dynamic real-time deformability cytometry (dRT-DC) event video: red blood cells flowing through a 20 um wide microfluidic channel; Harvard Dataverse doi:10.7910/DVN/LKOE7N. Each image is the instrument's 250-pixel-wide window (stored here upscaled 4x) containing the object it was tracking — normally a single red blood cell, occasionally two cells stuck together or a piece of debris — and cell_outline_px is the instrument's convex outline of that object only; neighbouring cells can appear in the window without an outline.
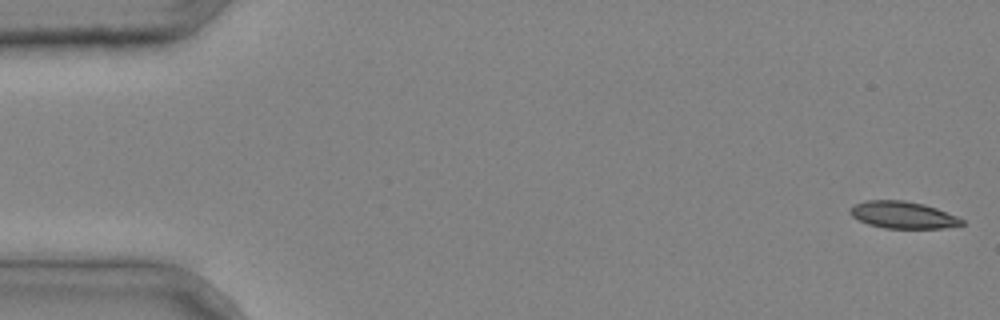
{"species": "common noctule bat (a hibernating species)", "species_latin": "Nyctalus noctula", "temperature_condition": "cold", "stored_images_in_passage": 42, "camera_frame_rate_fps": 3000, "um_per_image_px": 0.085, "animal": {"sex": "male", "body_mass_g": 20.4}, "frame": {"image": 1, "passage_image": 1, "time_ms": 0.0, "image_size_px": [1000, 320], "cell_outline_px": [[964, 224], [944, 228], [884, 228], [868, 224], [852, 216], [848, 212], [848, 208], [856, 204], [868, 200], [904, 200], [924, 204], [936, 208], [956, 216], [964, 220]], "centroid_in_image_um": [76.73, 18.27], "position_along_channel_um": 8.3, "area_um2": 17.51}}
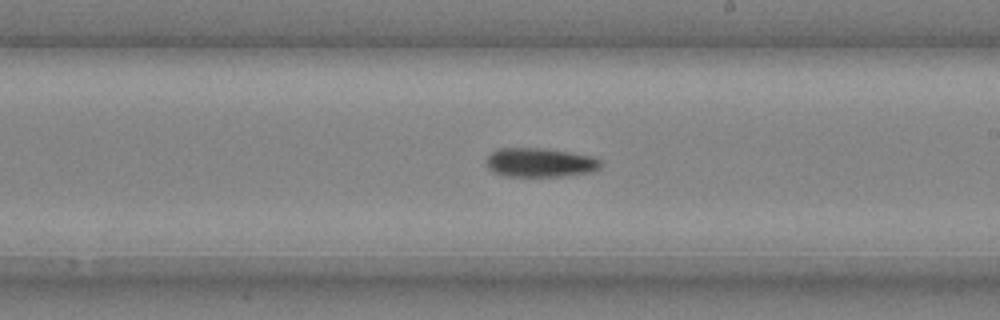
{"frame": {"image": 2, "passage_image": 25, "time_ms": 8.0, "image_size_px": [1000, 320], "cell_outline_px": [[604, 164], [600, 168], [592, 172], [564, 176], [504, 176], [492, 172], [488, 168], [488, 156], [496, 148], [544, 148], [592, 156], [600, 160]], "centroid_in_image_um": [45.93, 13.82], "position_along_channel_um": 243.1, "area_um2": 19.48}}
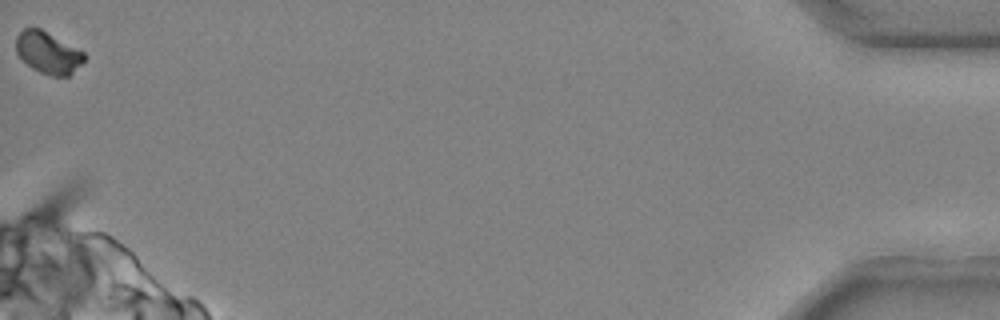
{"frame": {"image": 3, "passage_image": 42, "time_ms": 13.667, "image_size_px": [1000, 320], "cell_outline_px": [[84, 60], [68, 76], [52, 76], [40, 72], [32, 68], [16, 52], [16, 36], [24, 28], [40, 28], [84, 52]], "centroid_in_image_um": [4.06, 4.47], "position_along_channel_um": 431.1, "area_um2": 16.24}}